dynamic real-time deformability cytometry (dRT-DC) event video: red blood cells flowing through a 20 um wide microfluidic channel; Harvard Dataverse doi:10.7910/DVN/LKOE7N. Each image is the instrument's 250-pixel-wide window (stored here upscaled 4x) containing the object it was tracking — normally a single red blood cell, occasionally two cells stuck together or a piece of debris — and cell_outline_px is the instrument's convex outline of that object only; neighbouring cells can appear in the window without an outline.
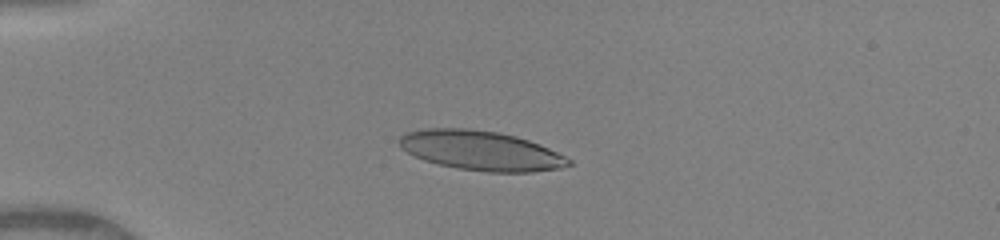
{"species": "human", "species_latin": "Homo sapiens", "temperature_condition": "warm", "stored_images_in_passage": 43, "camera_frame_rate_fps": 3000, "um_per_image_px": 0.085, "donor": {"sex": "female"}, "frame": {"image": 1, "passage_image": 12, "time_ms": 3.667, "image_size_px": [1000, 240], "cell_outline_px": [[572, 164], [560, 168], [532, 172], [488, 172], [456, 168], [424, 160], [400, 148], [400, 136], [408, 132], [428, 128], [468, 128], [496, 132], [516, 136], [540, 144], [572, 160]], "centroid_in_image_um": [40.89, 12.8], "position_along_channel_um": 44.1, "area_um2": 38.78}}
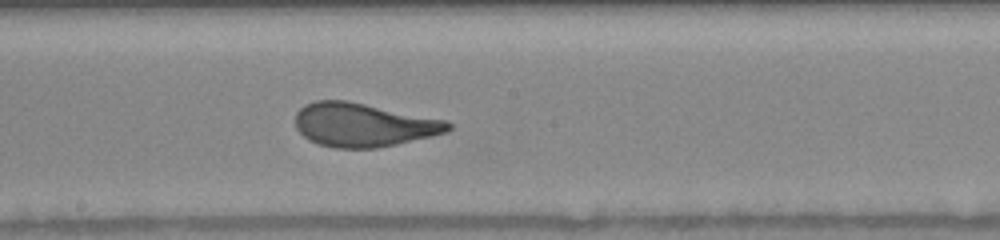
{"frame": {"image": 2, "passage_image": 27, "time_ms": 8.667, "image_size_px": [1000, 240], "cell_outline_px": [[452, 128], [448, 132], [432, 136], [396, 144], [376, 148], [336, 148], [320, 144], [308, 140], [296, 128], [296, 112], [304, 104], [316, 100], [348, 100], [448, 120], [452, 124]], "centroid_in_image_um": [30.91, 10.6], "position_along_channel_um": 217.3, "area_um2": 39.13}}
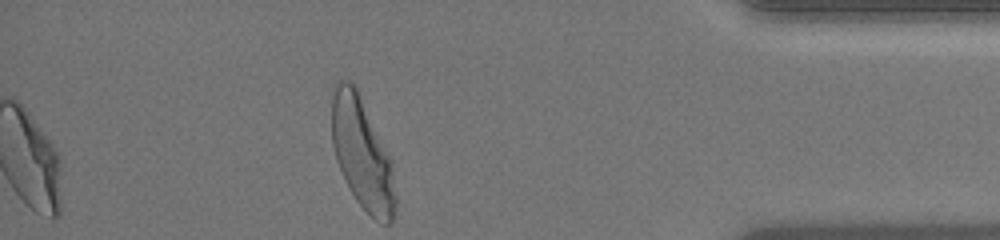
{"frame": {"image": 3, "passage_image": 43, "time_ms": 14.0, "image_size_px": [1000, 240], "cell_outline_px": [[396, 208], [392, 220], [388, 224], [380, 224], [356, 200], [348, 188], [336, 160], [332, 144], [332, 84], [340, 76], [348, 80], [356, 88], [388, 156], [392, 168], [396, 196]], "centroid_in_image_um": [30.74, 13.05], "position_along_channel_um": 404.5, "area_um2": 40.86}, "authors_computed_cell_mechanics": {"area_um2": 38.6104, "velocity_mm_per_s": 4.1186, "shape_relaxation_time_tau1_ms": 3.5381, "shape_relaxation_time_tau2_ms": null, "deformation_change_tau1": 0.1883, "deformation_change_tau2": null}}